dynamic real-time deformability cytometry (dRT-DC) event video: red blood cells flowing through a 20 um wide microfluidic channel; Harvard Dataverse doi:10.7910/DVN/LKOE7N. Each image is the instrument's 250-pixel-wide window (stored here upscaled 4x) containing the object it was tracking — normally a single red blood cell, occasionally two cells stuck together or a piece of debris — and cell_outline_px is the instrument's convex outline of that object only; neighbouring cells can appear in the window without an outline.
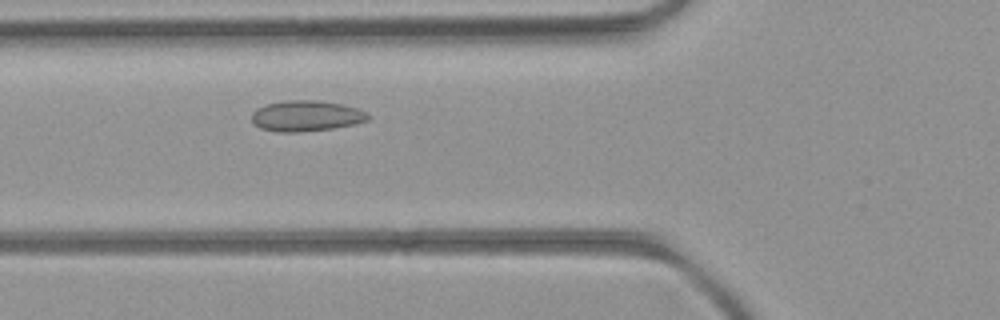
{"species": "common noctule bat (a hibernating species)", "species_latin": "Nyctalus noctula", "temperature_condition": "room temperature", "stored_images_in_passage": 43, "camera_frame_rate_fps": 3000, "um_per_image_px": 0.085, "animal": {"sex": "female", "body_mass_g": 21.9}, "frame": {"image": 1, "passage_image": 11, "time_ms": 3.333, "image_size_px": [1000, 320], "cell_outline_px": [[372, 116], [368, 120], [356, 124], [332, 128], [300, 132], [276, 132], [260, 128], [252, 120], [252, 112], [256, 108], [268, 104], [284, 100], [316, 100], [344, 104], [368, 112]], "centroid_in_image_um": [26.06, 9.85], "position_along_channel_um": 99.7, "area_um2": 21.04}}
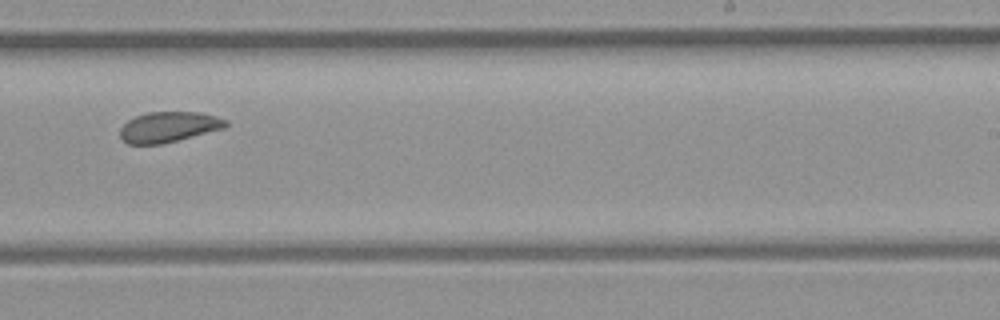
{"frame": {"image": 2, "passage_image": 24, "time_ms": 7.667, "image_size_px": [1000, 320], "cell_outline_px": [[228, 124], [224, 128], [160, 144], [128, 144], [120, 136], [120, 128], [128, 120], [136, 116], [148, 112], [200, 112], [216, 116], [228, 120]], "centroid_in_image_um": [14.33, 10.78], "position_along_channel_um": 274.7, "area_um2": 18.55}}
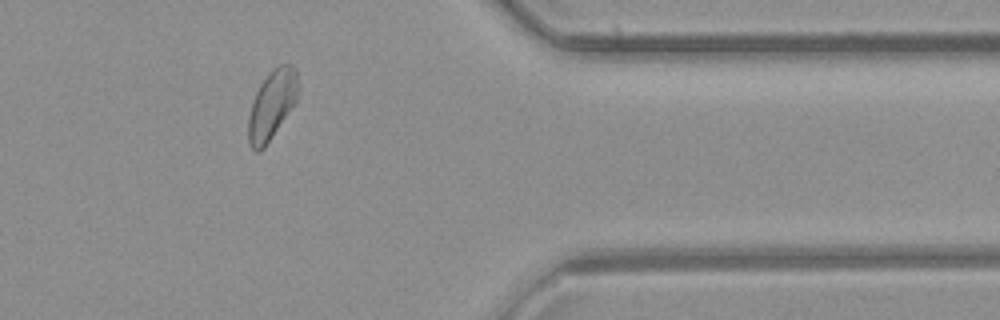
{"frame": {"image": 3, "passage_image": 34, "time_ms": 11.0, "image_size_px": [1000, 320], "cell_outline_px": [[300, 84], [296, 100], [264, 148], [260, 152], [256, 152], [248, 144], [248, 120], [252, 104], [256, 92], [260, 84], [280, 64], [292, 64], [296, 68]], "centroid_in_image_um": [23.12, 8.91], "position_along_channel_um": 388.3, "area_um2": 19.65}, "authors_computed_cell_mechanics": {"area_um2": 19.8254, "velocity_mm_per_s": 4.0319, "shape_relaxation_time_tau1_ms": null, "shape_relaxation_time_tau2_ms": 2.0028, "deformation_change_tau1": null, "deformation_change_tau2": 0.071}}